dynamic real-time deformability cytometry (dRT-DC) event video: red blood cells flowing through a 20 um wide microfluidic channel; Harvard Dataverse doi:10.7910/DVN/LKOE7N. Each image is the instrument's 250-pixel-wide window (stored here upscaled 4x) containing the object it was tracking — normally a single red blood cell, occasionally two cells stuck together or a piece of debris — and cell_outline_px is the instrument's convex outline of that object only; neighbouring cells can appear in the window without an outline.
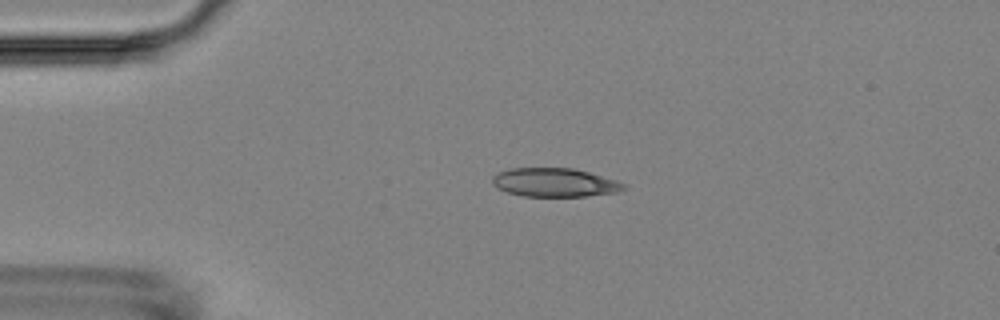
{"species": "Egyptian fruit bat (a non-hibernating species)", "species_latin": "Rousettus aegyptiacus", "temperature_condition": "room temperature", "stored_images_in_passage": 12, "camera_frame_rate_fps": 3000, "um_per_image_px": 0.085, "animal": {"sex": "female"}, "frame": {"image": 1, "passage_image": 1, "time_ms": 0.0, "image_size_px": [1000, 320], "cell_outline_px": [[628, 188], [616, 192], [588, 196], [524, 196], [508, 192], [496, 188], [492, 184], [492, 176], [500, 172], [512, 168], [572, 168], [588, 172], [616, 180], [628, 184]], "centroid_in_image_um": [47.17, 15.51], "position_along_channel_um": 37.8, "area_um2": 21.96}}